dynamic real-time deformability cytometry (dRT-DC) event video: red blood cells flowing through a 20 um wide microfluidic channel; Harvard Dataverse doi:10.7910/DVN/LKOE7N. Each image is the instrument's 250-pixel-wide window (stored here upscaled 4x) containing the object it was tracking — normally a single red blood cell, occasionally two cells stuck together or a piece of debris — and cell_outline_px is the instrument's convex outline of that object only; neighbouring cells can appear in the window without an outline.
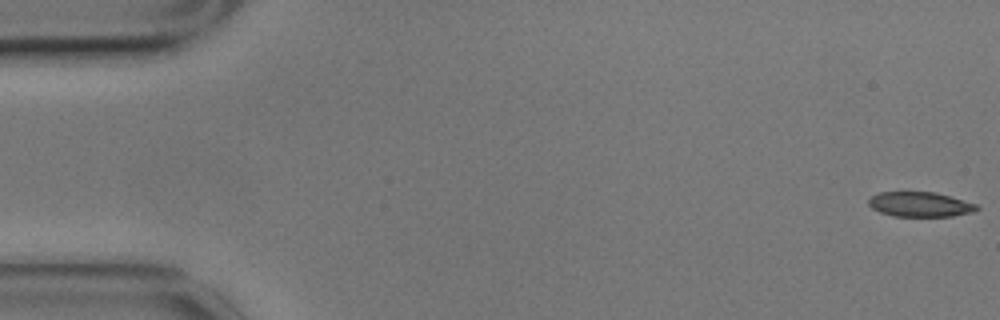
{"species": "common noctule bat (a hibernating species)", "species_latin": "Nyctalus noctula", "temperature_condition": "cold", "stored_images_in_passage": 50, "camera_frame_rate_fps": 3000, "um_per_image_px": 0.085, "animal": {"sex": "male", "body_mass_g": 17.9}, "frame": {"image": 1, "passage_image": 1, "time_ms": 0.0, "image_size_px": [1000, 320], "cell_outline_px": [[980, 208], [972, 212], [952, 216], [892, 216], [880, 212], [872, 208], [868, 204], [868, 200], [872, 196], [880, 192], [936, 192], [976, 204]], "centroid_in_image_um": [78.19, 17.37], "position_along_channel_um": 6.8, "area_um2": 15.55}}
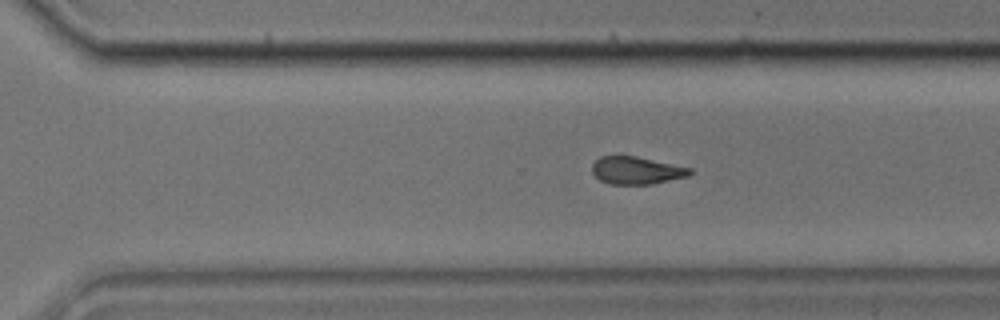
{"frame": {"image": 2, "passage_image": 39, "time_ms": 12.667, "image_size_px": [1000, 320], "cell_outline_px": [[692, 172], [688, 176], [652, 184], [612, 184], [600, 180], [592, 172], [592, 164], [600, 156], [636, 156], [692, 168]], "centroid_in_image_um": [54.1, 14.48], "position_along_channel_um": 316.5, "area_um2": 15.61}}
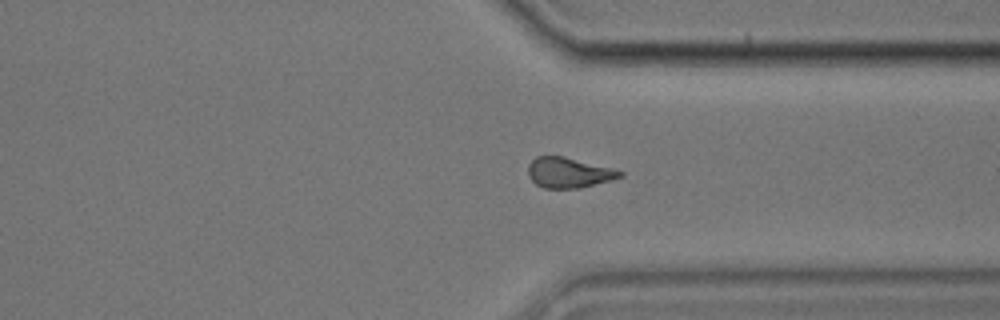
{"frame": {"image": 3, "passage_image": 43, "time_ms": 14.0, "image_size_px": [1000, 320], "cell_outline_px": [[624, 176], [612, 180], [580, 188], [544, 188], [536, 184], [528, 176], [528, 164], [536, 156], [564, 156], [612, 168], [624, 172]], "centroid_in_image_um": [48.35, 14.67], "position_along_channel_um": 363.1, "area_um2": 16.3}, "authors_computed_cell_mechanics": {"area_um2": 17.1377, "velocity_mm_per_s": 3.4737, "shape_relaxation_time_tau1_ms": 3.7461, "shape_relaxation_time_tau2_ms": 4.5248, "deformation_change_tau1": 0.0975, "deformation_change_tau2": 0.1209}}